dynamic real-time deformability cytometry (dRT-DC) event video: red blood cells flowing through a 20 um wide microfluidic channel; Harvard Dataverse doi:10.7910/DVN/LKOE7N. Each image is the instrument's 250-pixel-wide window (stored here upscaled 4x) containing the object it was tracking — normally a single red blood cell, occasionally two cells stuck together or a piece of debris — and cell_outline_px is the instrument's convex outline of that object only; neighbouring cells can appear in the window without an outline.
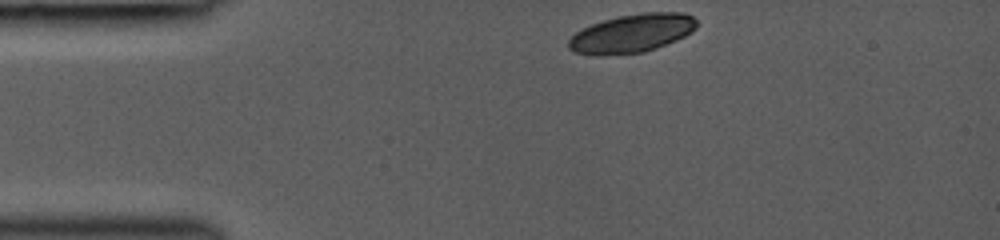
{"species": "common noctule bat (a hibernating species)", "species_latin": "Nyctalus noctula", "temperature_condition": "room temperature", "stored_images_in_passage": 32, "camera_frame_rate_fps": 3000, "um_per_image_px": 0.085, "animal": {"sex": "female", "body_mass_g": 19.0, "forearm_length_mm": 53.3}, "frame": {"image": 1, "passage_image": 1, "time_ms": 0.0, "image_size_px": [1000, 240], "cell_outline_px": [[696, 28], [692, 32], [676, 40], [656, 48], [644, 52], [600, 56], [596, 56], [576, 52], [568, 48], [568, 40], [576, 32], [592, 24], [616, 16], [640, 12], [684, 12], [692, 16], [696, 20]], "centroid_in_image_um": [53.72, 2.83], "position_along_channel_um": 31.3, "area_um2": 28.84}}
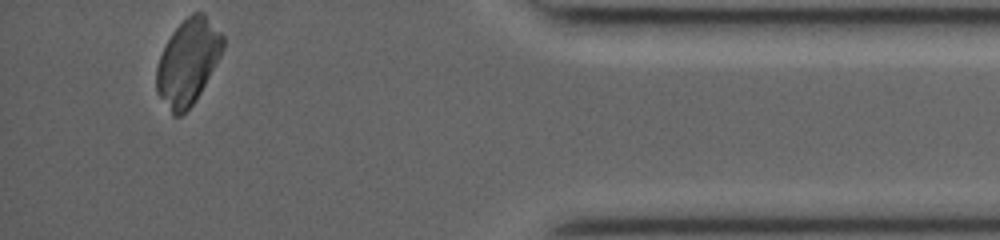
{"frame": {"image": 2, "passage_image": 32, "time_ms": 11.0, "image_size_px": [1000, 240], "cell_outline_px": [[224, 48], [220, 56], [200, 92], [192, 104], [180, 116], [172, 116], [156, 92], [156, 68], [160, 56], [172, 32], [192, 12], [204, 12], [224, 36]], "centroid_in_image_um": [15.97, 5.26], "position_along_channel_um": 419.2, "area_um2": 32.83}}